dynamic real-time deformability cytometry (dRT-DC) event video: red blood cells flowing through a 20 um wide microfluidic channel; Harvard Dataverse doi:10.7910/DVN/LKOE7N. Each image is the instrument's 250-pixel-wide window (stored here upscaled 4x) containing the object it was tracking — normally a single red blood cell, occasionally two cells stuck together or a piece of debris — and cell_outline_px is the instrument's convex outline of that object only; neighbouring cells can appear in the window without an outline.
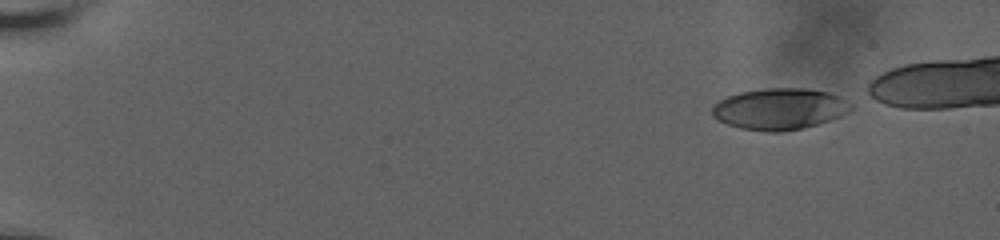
{"species": "human", "species_latin": "Homo sapiens", "temperature_condition": "room temperature", "stored_images_in_passage": 40, "camera_frame_rate_fps": 3000, "um_per_image_px": 0.085, "donor": {"sex": "male"}, "frame": {"image": 1, "passage_image": 1, "time_ms": 0.0, "image_size_px": [1000, 240], "cell_outline_px": [[852, 108], [848, 112], [840, 116], [804, 128], [780, 132], [768, 132], [740, 128], [728, 124], [712, 116], [712, 104], [728, 96], [740, 92], [768, 88], [808, 88], [828, 92], [852, 104]], "centroid_in_image_um": [66.24, 9.26], "position_along_channel_um": 18.8, "area_um2": 33.23}}
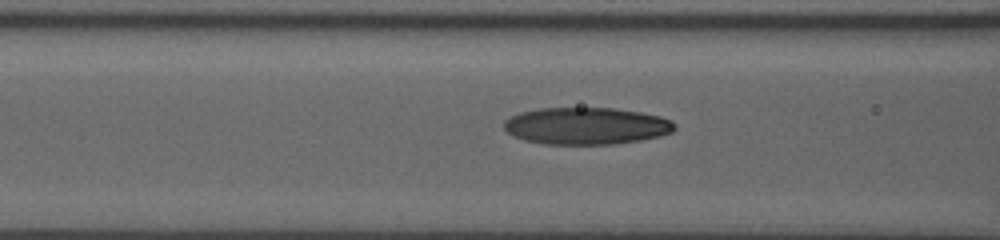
{"frame": {"image": 2, "passage_image": 32, "time_ms": 6.667, "image_size_px": [1000, 240], "cell_outline_px": [[676, 128], [672, 132], [660, 136], [640, 140], [616, 144], [544, 144], [524, 140], [512, 136], [504, 128], [504, 120], [520, 112], [540, 108], [612, 108], [640, 112], [660, 116], [672, 120], [676, 124]], "centroid_in_image_um": [49.84, 10.7], "position_along_channel_um": 116.8, "area_um2": 36.99}}
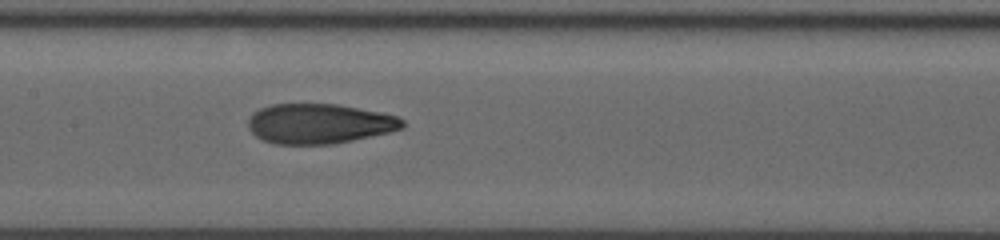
{"frame": {"image": 3, "passage_image": 39, "time_ms": 8.333, "image_size_px": [1000, 240], "cell_outline_px": [[404, 128], [388, 132], [352, 140], [332, 144], [276, 144], [264, 140], [256, 136], [248, 128], [248, 120], [252, 112], [260, 108], [272, 104], [336, 104], [380, 112], [396, 116], [404, 120]], "centroid_in_image_um": [27.11, 10.51], "position_along_channel_um": 180.3, "area_um2": 35.78}}